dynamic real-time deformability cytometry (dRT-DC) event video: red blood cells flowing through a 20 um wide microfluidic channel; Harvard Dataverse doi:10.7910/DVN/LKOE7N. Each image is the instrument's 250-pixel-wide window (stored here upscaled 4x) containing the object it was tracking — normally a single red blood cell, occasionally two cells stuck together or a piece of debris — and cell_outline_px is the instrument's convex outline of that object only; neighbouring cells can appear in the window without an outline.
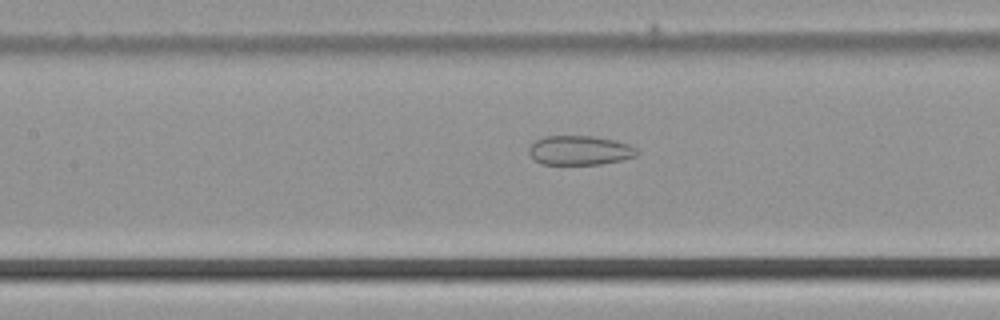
{"species": "common noctule bat (a hibernating species)", "species_latin": "Nyctalus noctula", "temperature_condition": "cold", "stored_images_in_passage": 46, "camera_frame_rate_fps": 3000, "um_per_image_px": 0.085, "animal": {"sex": "male", "body_mass_g": 21.5, "forearm_length_mm": 52.0}, "frame": {"image": 1, "passage_image": 19, "time_ms": 6.0, "image_size_px": [1000, 320], "cell_outline_px": [[640, 152], [636, 156], [620, 160], [600, 164], [540, 164], [528, 152], [528, 148], [536, 140], [544, 136], [592, 136], [612, 140], [628, 144], [636, 148]], "centroid_in_image_um": [49.27, 12.78], "position_along_channel_um": 158.1, "area_um2": 18.32}}
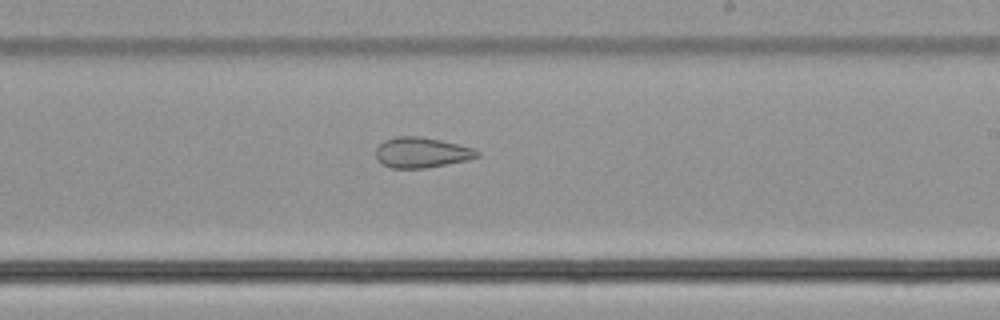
{"frame": {"image": 2, "passage_image": 26, "time_ms": 8.333, "image_size_px": [1000, 320], "cell_outline_px": [[480, 156], [464, 160], [424, 168], [392, 168], [376, 160], [376, 148], [384, 140], [396, 136], [420, 136], [440, 140], [472, 148], [480, 152]], "centroid_in_image_um": [35.78, 12.95], "position_along_channel_um": 253.2, "area_um2": 17.69}}
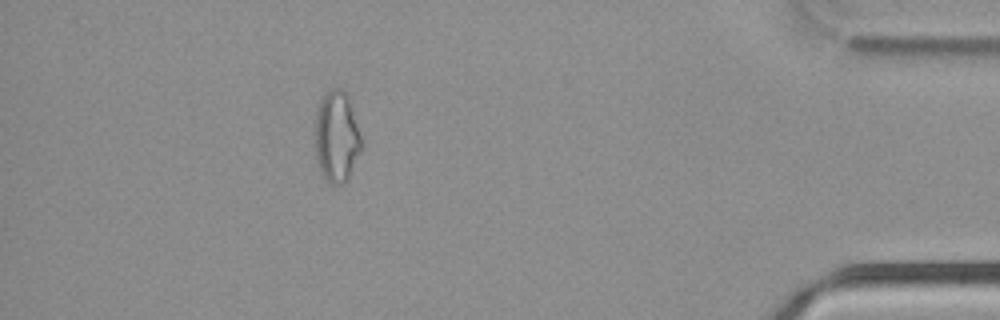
{"frame": {"image": 3, "passage_image": 41, "time_ms": 13.333, "image_size_px": [1000, 320], "cell_outline_px": [[364, 144], [344, 184], [328, 184], [320, 172], [316, 160], [316, 108], [320, 96], [328, 88], [344, 88], [348, 96]], "centroid_in_image_um": [28.61, 11.57], "position_along_channel_um": 406.6, "area_um2": 25.09}}